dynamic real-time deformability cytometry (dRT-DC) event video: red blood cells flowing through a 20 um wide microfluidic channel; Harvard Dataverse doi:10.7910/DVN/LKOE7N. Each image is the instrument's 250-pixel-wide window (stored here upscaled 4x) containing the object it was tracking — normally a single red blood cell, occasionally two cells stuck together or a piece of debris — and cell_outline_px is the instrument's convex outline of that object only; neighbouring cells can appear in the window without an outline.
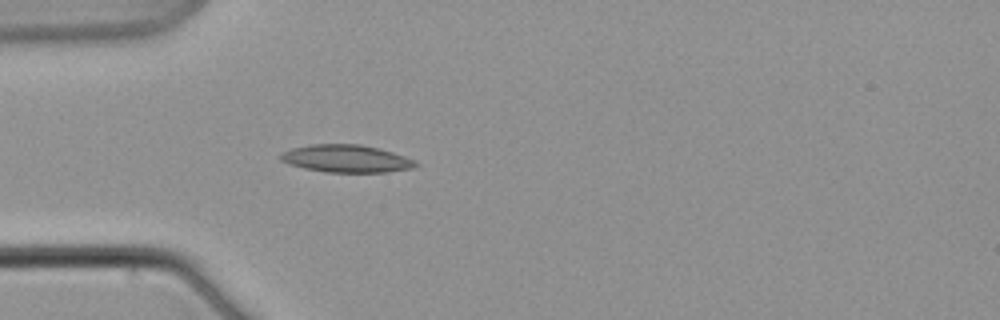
{"species": "common noctule bat (a hibernating species)", "species_latin": "Nyctalus noctula", "temperature_condition": "warm", "stored_images_in_passage": 8, "camera_frame_rate_fps": 3000, "um_per_image_px": 0.085, "animal": {"sex": "male", "body_mass_g": 21.5, "forearm_length_mm": 52.0}, "frame": {"image": 1, "passage_image": 4, "time_ms": 5.333, "image_size_px": [1000, 320], "cell_outline_px": [[420, 164], [412, 168], [388, 172], [324, 172], [304, 168], [288, 164], [280, 160], [280, 156], [284, 152], [292, 148], [312, 144], [360, 144], [392, 152], [416, 160]], "centroid_in_image_um": [29.45, 13.49], "position_along_channel_um": 55.6, "area_um2": 21.62}}
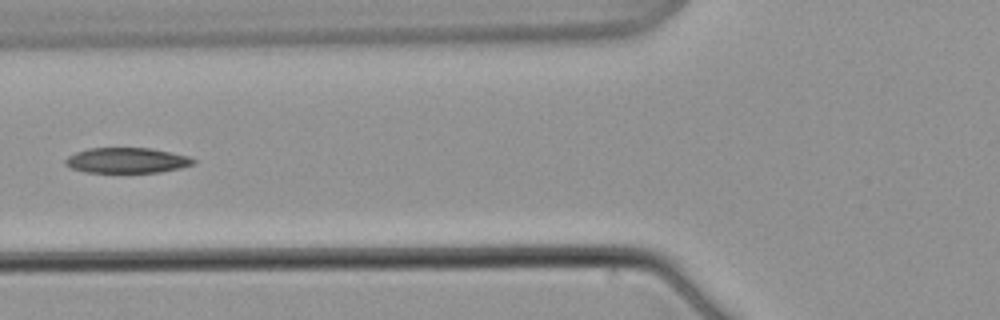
{"frame": {"image": 2, "passage_image": 6, "time_ms": 7.667, "image_size_px": [1000, 320], "cell_outline_px": [[196, 164], [180, 168], [160, 172], [84, 172], [72, 168], [64, 164], [64, 160], [68, 156], [76, 152], [88, 148], [152, 148], [188, 156], [196, 160]], "centroid_in_image_um": [10.79, 13.63], "position_along_channel_um": 115.0, "area_um2": 18.96}}